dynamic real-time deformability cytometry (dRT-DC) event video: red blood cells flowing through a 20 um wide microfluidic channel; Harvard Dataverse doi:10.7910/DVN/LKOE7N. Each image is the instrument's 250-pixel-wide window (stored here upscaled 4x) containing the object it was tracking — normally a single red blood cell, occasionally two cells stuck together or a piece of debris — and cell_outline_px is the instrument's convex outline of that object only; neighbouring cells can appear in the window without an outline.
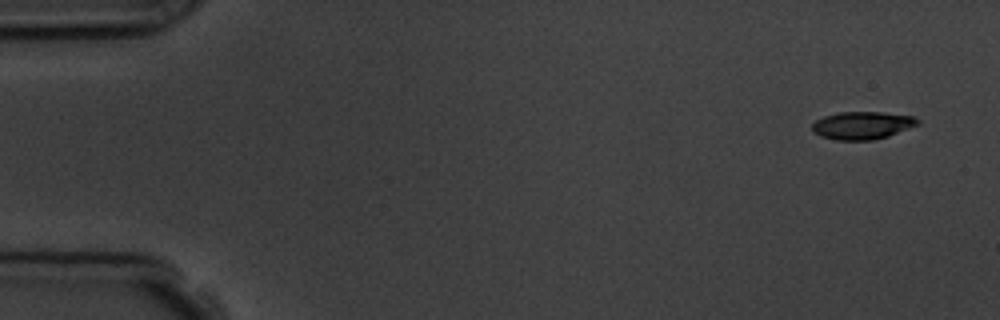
{"species": "common noctule bat (a hibernating species)", "species_latin": "Nyctalus noctula", "temperature_condition": "room temperature", "stored_images_in_passage": 11, "camera_frame_rate_fps": 3000, "um_per_image_px": 0.085, "animal": {"sex": "male", "body_mass_g": 19.5, "forearm_length_mm": 54.6}, "frame": {"image": 1, "passage_image": 1, "time_ms": 0.0, "image_size_px": [1000, 320], "cell_outline_px": [[920, 124], [888, 136], [872, 140], [836, 140], [820, 136], [812, 132], [812, 124], [816, 120], [824, 116], [840, 112], [880, 112], [912, 116], [920, 120]], "centroid_in_image_um": [73.28, 10.66], "position_along_channel_um": 11.7, "area_um2": 17.05}}
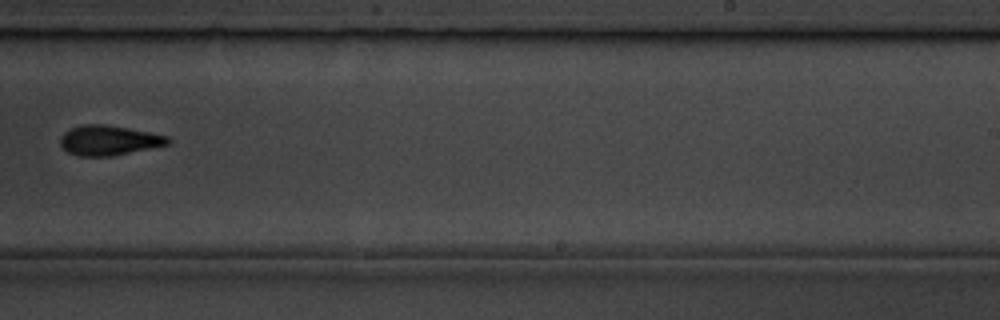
{"frame": {"image": 2, "passage_image": 10, "time_ms": 10.333, "image_size_px": [1000, 320], "cell_outline_px": [[172, 144], [112, 156], [80, 156], [68, 152], [60, 144], [60, 136], [64, 132], [80, 124], [104, 124], [128, 128], [168, 136], [172, 140]], "centroid_in_image_um": [9.28, 11.93], "position_along_channel_um": 279.7, "area_um2": 18.84}}
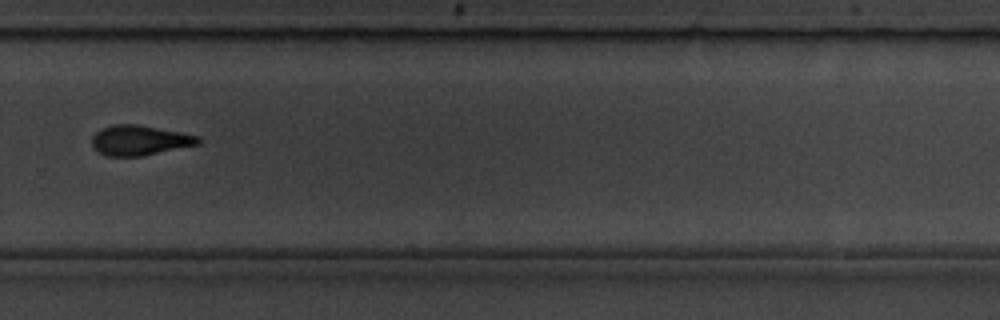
{"frame": {"image": 3, "passage_image": 11, "time_ms": 11.333, "image_size_px": [1000, 320], "cell_outline_px": [[200, 144], [140, 156], [108, 156], [92, 148], [92, 136], [100, 128], [112, 124], [136, 124], [180, 132], [200, 136]], "centroid_in_image_um": [11.84, 11.92], "position_along_channel_um": 318.0, "area_um2": 18.55}}